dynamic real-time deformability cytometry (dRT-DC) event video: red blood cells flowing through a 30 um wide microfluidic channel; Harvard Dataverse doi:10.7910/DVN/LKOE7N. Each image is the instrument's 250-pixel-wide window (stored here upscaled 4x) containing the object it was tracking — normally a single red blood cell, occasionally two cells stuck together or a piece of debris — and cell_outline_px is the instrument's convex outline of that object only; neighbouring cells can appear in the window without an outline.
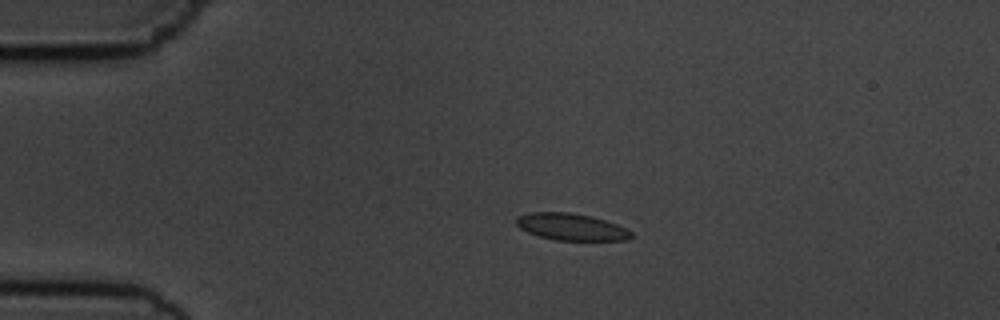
{"species": "common noctule bat (a hibernating species)", "species_latin": "Nyctalus noctula", "temperature_condition": "cold", "stored_images_in_passage": 5, "camera_frame_rate_fps": 3000, "um_per_image_px": 0.085, "animal": {"sex": "male", "body_mass_g": 19.5, "forearm_length_mm": 54.6}, "frame": {"image": 1, "passage_image": 4, "time_ms": 3.667, "image_size_px": [1000, 320], "cell_outline_px": [[632, 236], [628, 240], [556, 240], [540, 236], [528, 232], [520, 228], [516, 224], [516, 216], [528, 212], [572, 212], [592, 216], [616, 224], [632, 232]], "centroid_in_image_um": [48.53, 19.27], "position_along_channel_um": 36.5, "area_um2": 17.98}}